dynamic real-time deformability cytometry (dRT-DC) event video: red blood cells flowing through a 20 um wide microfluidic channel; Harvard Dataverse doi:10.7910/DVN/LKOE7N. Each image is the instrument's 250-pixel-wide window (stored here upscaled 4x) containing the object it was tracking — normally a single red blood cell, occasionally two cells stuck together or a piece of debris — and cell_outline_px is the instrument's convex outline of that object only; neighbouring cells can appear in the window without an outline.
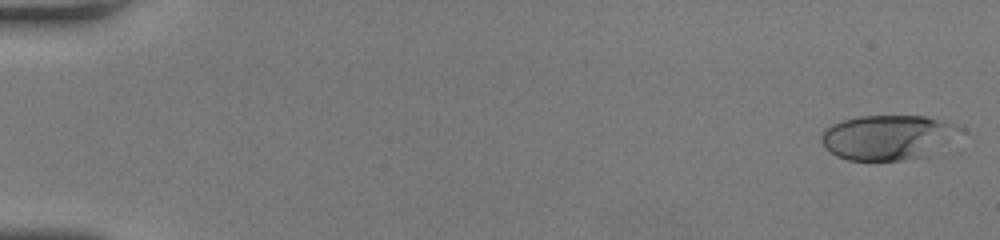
{"species": "human", "species_latin": "Homo sapiens", "temperature_condition": "room temperature", "stored_images_in_passage": 52, "camera_frame_rate_fps": 3000, "um_per_image_px": 0.085, "donor": {"sex": "female"}, "frame": {"image": 1, "passage_image": 1, "time_ms": 0.0, "image_size_px": [1000, 240], "cell_outline_px": [[928, 124], [900, 156], [892, 160], [856, 160], [840, 156], [832, 152], [828, 148], [824, 140], [824, 136], [832, 128], [848, 120], [872, 116], [916, 116], [928, 120]], "centroid_in_image_um": [74.34, 11.65], "position_along_channel_um": 10.7, "area_um2": 25.2}}
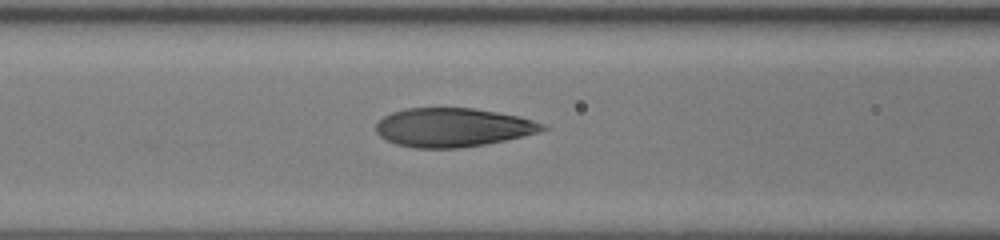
{"frame": {"image": 2, "passage_image": 23, "time_ms": 7.333, "image_size_px": [1000, 240], "cell_outline_px": [[540, 128], [516, 136], [476, 144], [404, 144], [392, 140], [384, 136], [380, 132], [380, 124], [388, 116], [400, 112], [416, 108], [464, 108], [512, 116], [528, 120], [536, 124]], "centroid_in_image_um": [38.43, 10.75], "position_along_channel_um": 128.2, "area_um2": 32.25}}
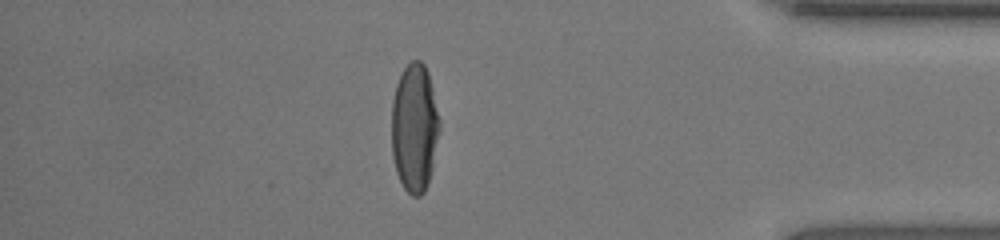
{"frame": {"image": 3, "passage_image": 45, "time_ms": 14.667, "image_size_px": [1000, 240], "cell_outline_px": [[436, 128], [428, 176], [424, 188], [416, 196], [408, 192], [400, 180], [396, 168], [392, 148], [392, 112], [396, 88], [408, 64], [416, 60], [424, 68], [428, 76], [436, 116]], "centroid_in_image_um": [35.14, 10.87], "position_along_channel_um": 400.1, "area_um2": 32.31}, "authors_computed_cell_mechanics": {"area_um2": 32.0212, "velocity_mm_per_s": 4.0999, "shape_relaxation_time_tau1_ms": null, "shape_relaxation_time_tau2_ms": 0.7633, "deformation_change_tau1": null, "deformation_change_tau2": 0.0698}}